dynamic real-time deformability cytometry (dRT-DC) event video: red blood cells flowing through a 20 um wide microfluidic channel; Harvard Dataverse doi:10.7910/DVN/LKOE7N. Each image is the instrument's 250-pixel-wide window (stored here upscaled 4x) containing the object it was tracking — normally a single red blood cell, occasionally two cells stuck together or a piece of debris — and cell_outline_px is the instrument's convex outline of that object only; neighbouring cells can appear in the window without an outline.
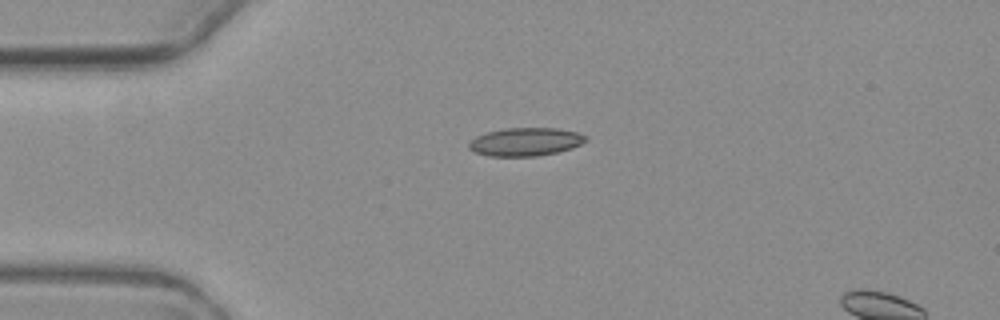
{"species": "common noctule bat (a hibernating species)", "species_latin": "Nyctalus noctula", "temperature_condition": "warm", "stored_images_in_passage": 2, "camera_frame_rate_fps": 3000, "um_per_image_px": 0.085, "animal": {"sex": "female", "body_mass_g": 19.3, "forearm_length_mm": 54.1}, "frame": {"image": 1, "passage_image": 1, "time_ms": 0.0, "image_size_px": [1000, 320], "cell_outline_px": [[588, 140], [572, 148], [556, 152], [536, 156], [488, 156], [476, 152], [468, 148], [468, 144], [476, 136], [488, 132], [504, 128], [556, 128], [576, 132], [588, 136]], "centroid_in_image_um": [44.67, 12.05], "position_along_channel_um": 40.3, "area_um2": 19.13}}